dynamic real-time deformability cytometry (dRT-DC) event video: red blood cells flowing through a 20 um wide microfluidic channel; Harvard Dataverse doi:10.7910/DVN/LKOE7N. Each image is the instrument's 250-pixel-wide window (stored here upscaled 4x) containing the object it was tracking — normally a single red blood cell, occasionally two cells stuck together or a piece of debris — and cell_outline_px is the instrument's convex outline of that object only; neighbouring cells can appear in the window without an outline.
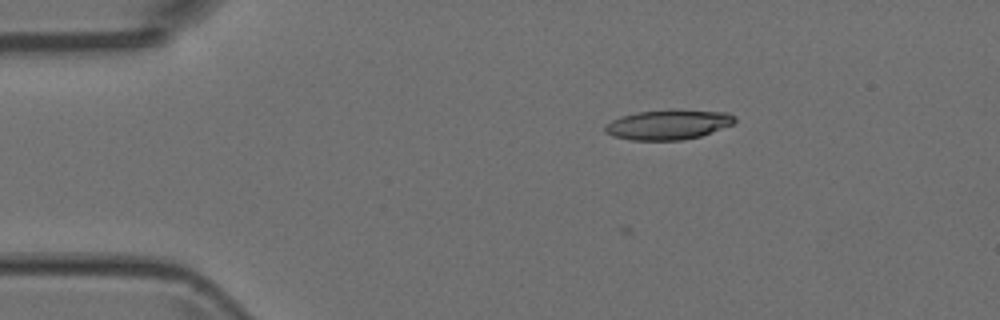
{"species": "Egyptian fruit bat (a non-hibernating species)", "species_latin": "Rousettus aegyptiacus", "temperature_condition": "room temperature", "stored_images_in_passage": 3, "camera_frame_rate_fps": 3000, "um_per_image_px": 0.085, "animal": {"sex": "female"}, "frame": {"image": 1, "passage_image": 3, "time_ms": 0.667, "image_size_px": [1000, 320], "cell_outline_px": [[736, 120], [732, 124], [700, 136], [680, 140], [632, 140], [612, 136], [604, 132], [604, 124], [620, 116], [636, 112], [672, 108], [676, 108], [728, 112], [736, 116]], "centroid_in_image_um": [56.78, 10.56], "position_along_channel_um": 28.2, "area_um2": 23.06}}